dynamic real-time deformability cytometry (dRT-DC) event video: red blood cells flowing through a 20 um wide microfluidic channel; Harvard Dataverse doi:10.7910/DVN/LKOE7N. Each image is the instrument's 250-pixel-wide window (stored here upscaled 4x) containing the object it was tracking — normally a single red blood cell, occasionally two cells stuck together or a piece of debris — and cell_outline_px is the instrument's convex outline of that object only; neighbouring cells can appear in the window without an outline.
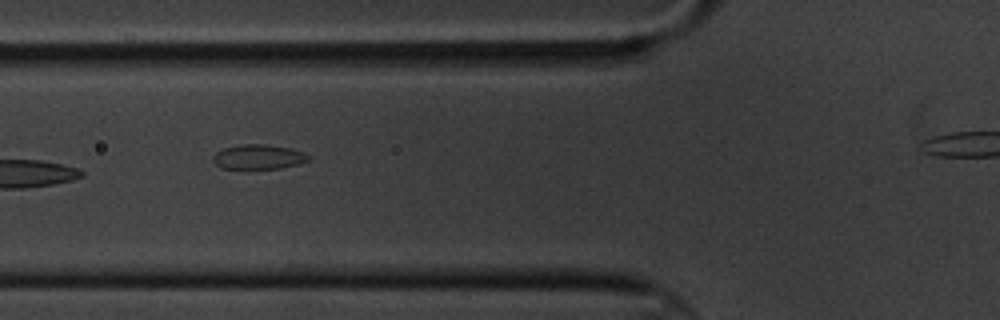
{"species": "common noctule bat (a hibernating species)", "species_latin": "Nyctalus noctula", "temperature_condition": "cold", "stored_images_in_passage": 9, "segment_of_instrument_passage": [1, 2], "camera_frame_rate_fps": 3000, "um_per_image_px": 0.085, "animal": {"sex": "male", "body_mass_g": 20.1, "forearm_length_mm": 53.5}, "frame": {"image": 1, "passage_image": 7, "time_ms": 7.0, "image_size_px": [1000, 320], "cell_outline_px": [[312, 156], [308, 160], [296, 164], [280, 168], [220, 168], [212, 160], [212, 156], [216, 152], [224, 148], [240, 144], [264, 144], [292, 148], [304, 152]], "centroid_in_image_um": [21.97, 13.32], "position_along_channel_um": 103.8, "area_um2": 13.7}}
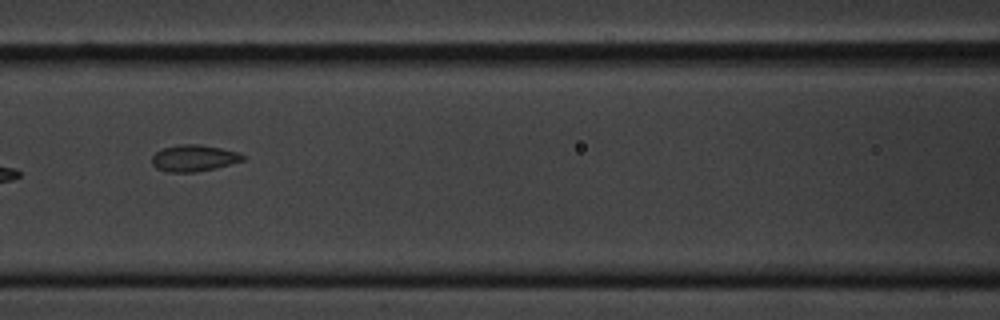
{"frame": {"image": 2, "passage_image": 8, "time_ms": 8.333, "image_size_px": [1000, 320], "cell_outline_px": [[244, 160], [216, 168], [196, 172], [168, 172], [156, 168], [152, 164], [152, 156], [156, 152], [164, 148], [180, 144], [200, 144], [220, 148], [236, 152], [244, 156]], "centroid_in_image_um": [16.45, 13.44], "position_along_channel_um": 150.1, "area_um2": 13.93}}